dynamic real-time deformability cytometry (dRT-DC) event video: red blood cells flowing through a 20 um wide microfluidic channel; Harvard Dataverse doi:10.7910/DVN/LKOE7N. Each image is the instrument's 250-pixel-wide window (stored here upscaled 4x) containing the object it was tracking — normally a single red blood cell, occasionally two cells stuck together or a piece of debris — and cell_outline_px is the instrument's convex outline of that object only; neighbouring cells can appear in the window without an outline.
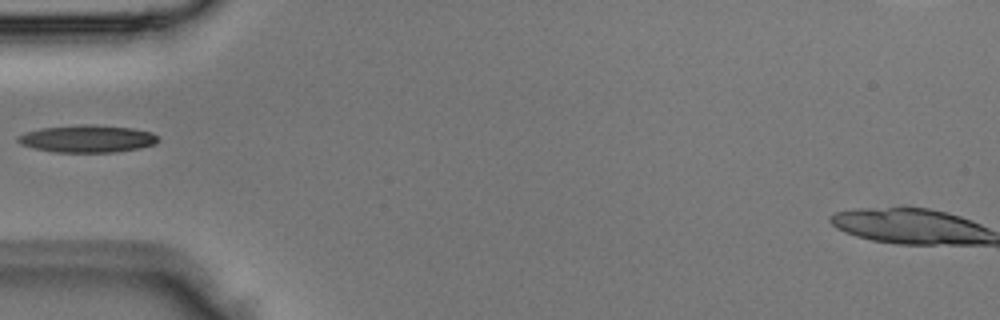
{"species": "Egyptian fruit bat (a non-hibernating species)", "species_latin": "Rousettus aegyptiacus", "temperature_condition": "room temperature", "stored_images_in_passage": 4, "camera_frame_rate_fps": 3000, "um_per_image_px": 0.085, "animal": {"sex": "male"}, "frame": {"image": 1, "passage_image": 4, "time_ms": 1.0, "image_size_px": [1000, 320], "cell_outline_px": [[160, 140], [156, 144], [140, 148], [116, 152], [56, 152], [32, 148], [20, 144], [16, 140], [16, 136], [28, 132], [44, 128], [80, 124], [88, 124], [132, 128], [152, 132]], "centroid_in_image_um": [7.44, 11.8], "position_along_channel_um": 77.6, "area_um2": 22.37}}